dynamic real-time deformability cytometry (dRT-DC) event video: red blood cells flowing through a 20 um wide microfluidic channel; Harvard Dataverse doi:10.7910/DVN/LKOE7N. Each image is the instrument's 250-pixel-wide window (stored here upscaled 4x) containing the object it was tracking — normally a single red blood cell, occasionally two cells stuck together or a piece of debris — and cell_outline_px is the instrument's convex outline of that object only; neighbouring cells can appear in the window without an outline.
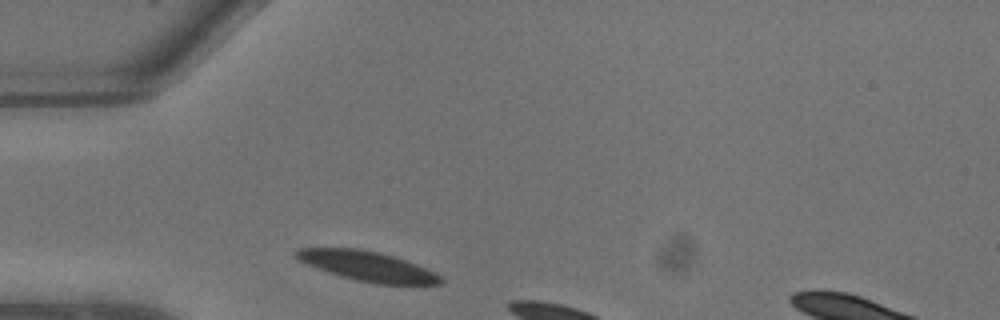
{"species": "common noctule bat (a hibernating species)", "species_latin": "Nyctalus noctula", "temperature_condition": "warm", "stored_images_in_passage": 3, "camera_frame_rate_fps": 3000, "um_per_image_px": 0.085, "animal": {"sex": "male", "body_mass_g": 13.3}, "frame": {"image": 1, "passage_image": 1, "time_ms": 0.0, "image_size_px": [1000, 320], "cell_outline_px": [[444, 280], [440, 284], [376, 284], [356, 280], [328, 272], [308, 264], [300, 260], [292, 252], [296, 248], [360, 248], [380, 252], [416, 264], [440, 276]], "centroid_in_image_um": [31.2, 22.61], "position_along_channel_um": 53.8, "area_um2": 24.74}}